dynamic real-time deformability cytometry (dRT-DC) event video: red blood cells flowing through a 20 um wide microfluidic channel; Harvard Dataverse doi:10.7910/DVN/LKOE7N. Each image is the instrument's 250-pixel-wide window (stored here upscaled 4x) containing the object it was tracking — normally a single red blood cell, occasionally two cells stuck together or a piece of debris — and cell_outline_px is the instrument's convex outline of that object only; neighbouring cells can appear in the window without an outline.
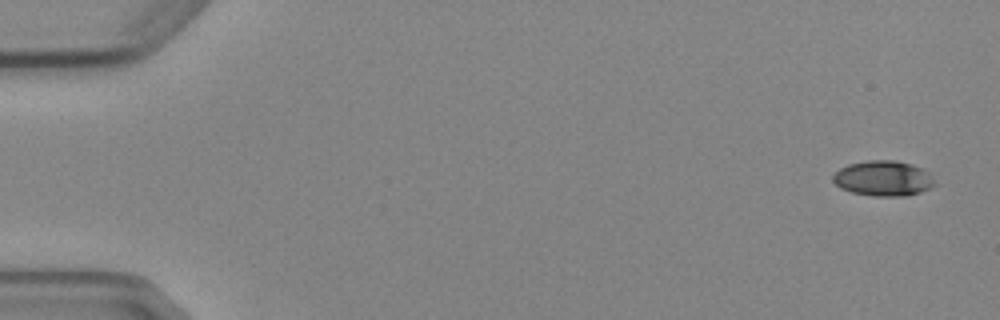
{"species": "Egyptian fruit bat (a non-hibernating species)", "species_latin": "Rousettus aegyptiacus", "temperature_condition": "cold", "stored_images_in_passage": 5, "camera_frame_rate_fps": 3000, "um_per_image_px": 0.085, "animal": {"sex": "female"}, "frame": {"image": 1, "passage_image": 1, "time_ms": 0.0, "image_size_px": [1000, 320], "cell_outline_px": [[936, 184], [920, 192], [908, 196], [872, 196], [852, 192], [840, 188], [832, 180], [832, 176], [840, 168], [848, 164], [868, 160], [896, 160], [912, 164], [924, 168], [932, 176]], "centroid_in_image_um": [75.09, 15.15], "position_along_channel_um": 9.9, "area_um2": 21.1}}
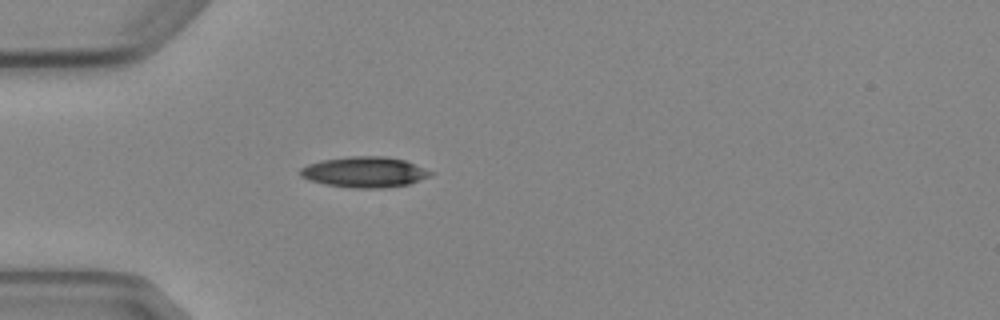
{"frame": {"image": 2, "passage_image": 5, "time_ms": 4.667, "image_size_px": [1000, 320], "cell_outline_px": [[432, 176], [408, 184], [384, 188], [352, 188], [324, 184], [308, 180], [300, 176], [300, 168], [308, 164], [320, 160], [348, 156], [384, 156], [404, 160], [424, 168], [432, 172]], "centroid_in_image_um": [30.95, 14.63], "position_along_channel_um": 54.0, "area_um2": 23.35}}